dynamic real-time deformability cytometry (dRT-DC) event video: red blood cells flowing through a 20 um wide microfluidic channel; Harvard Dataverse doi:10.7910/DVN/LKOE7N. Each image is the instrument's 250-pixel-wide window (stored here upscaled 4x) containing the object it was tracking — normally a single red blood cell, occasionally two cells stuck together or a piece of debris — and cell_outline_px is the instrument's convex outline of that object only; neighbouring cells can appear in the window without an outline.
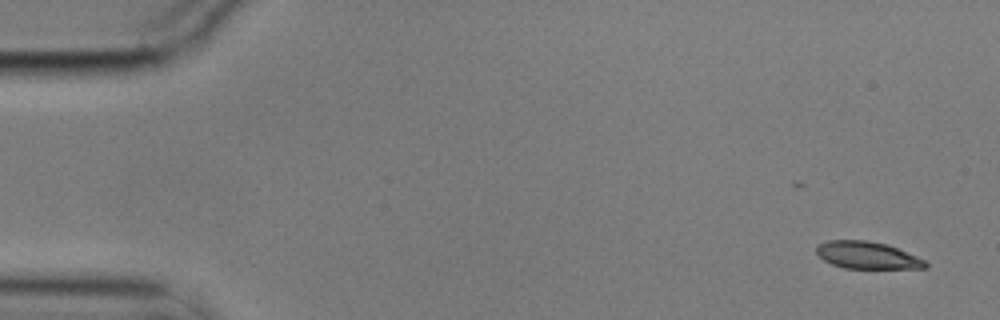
{"species": "common noctule bat (a hibernating species)", "species_latin": "Nyctalus noctula", "temperature_condition": "cold", "stored_images_in_passage": 5, "camera_frame_rate_fps": 3000, "um_per_image_px": 0.085, "animal": {"sex": "male", "body_mass_g": 17.9}, "frame": {"image": 1, "passage_image": 1, "time_ms": 0.0, "image_size_px": [1000, 320], "cell_outline_px": [[928, 268], [844, 268], [832, 264], [824, 260], [816, 252], [816, 248], [820, 244], [828, 240], [868, 240], [888, 244], [924, 260], [928, 264]], "centroid_in_image_um": [73.71, 21.69], "position_along_channel_um": 11.3, "area_um2": 17.11}}
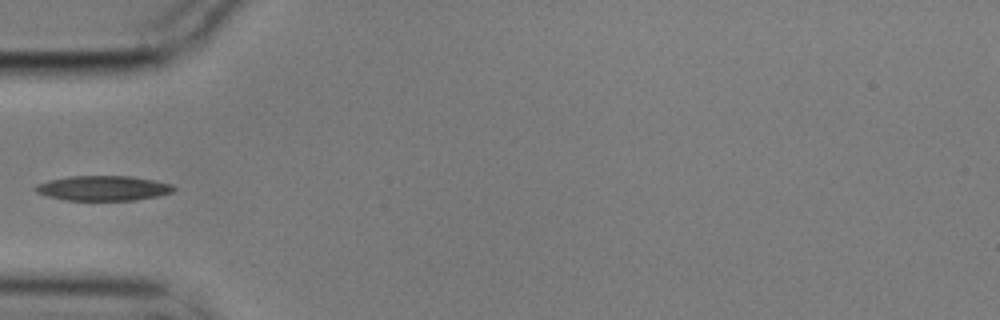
{"frame": {"image": 2, "passage_image": 5, "time_ms": 1.333, "image_size_px": [1000, 320], "cell_outline_px": [[176, 188], [172, 192], [156, 196], [136, 200], [64, 200], [48, 196], [36, 192], [32, 188], [36, 184], [48, 180], [68, 176], [132, 176], [172, 184]], "centroid_in_image_um": [8.72, 15.99], "position_along_channel_um": 76.3, "area_um2": 20.11}}